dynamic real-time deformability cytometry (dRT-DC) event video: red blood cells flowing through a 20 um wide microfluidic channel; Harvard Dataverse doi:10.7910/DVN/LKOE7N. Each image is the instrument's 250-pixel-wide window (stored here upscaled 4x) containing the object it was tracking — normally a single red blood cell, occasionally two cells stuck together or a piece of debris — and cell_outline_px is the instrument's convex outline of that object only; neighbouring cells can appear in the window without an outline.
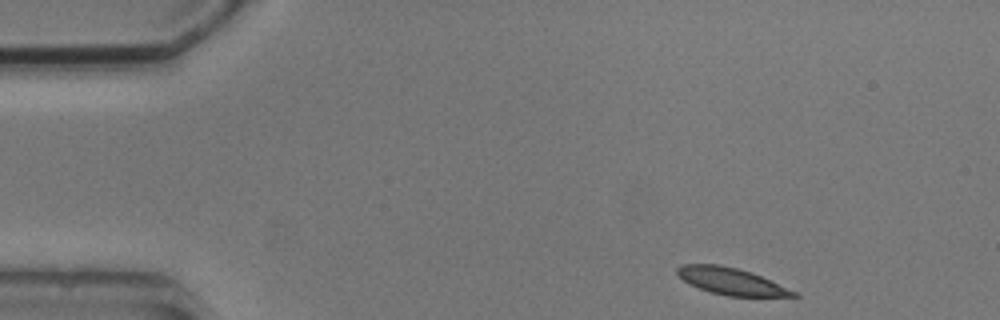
{"species": "common noctule bat (a hibernating species)", "species_latin": "Nyctalus noctula", "temperature_condition": "cold", "stored_images_in_passage": 3, "camera_frame_rate_fps": 3000, "um_per_image_px": 0.085, "animal": {"sex": "male", "body_mass_g": 20.5, "forearm_length_mm": 52.5}, "frame": {"image": 1, "passage_image": 1, "time_ms": 0.0, "image_size_px": [1000, 320], "cell_outline_px": [[800, 296], [728, 296], [712, 292], [688, 284], [676, 272], [676, 268], [684, 264], [720, 264], [736, 268], [760, 276], [796, 292]], "centroid_in_image_um": [62.1, 23.9], "position_along_channel_um": 22.9, "area_um2": 17.69}}